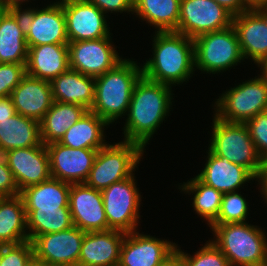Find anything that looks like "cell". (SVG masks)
<instances>
[{"label": "cell", "instance_id": "d6a6232c", "mask_svg": "<svg viewBox=\"0 0 267 266\" xmlns=\"http://www.w3.org/2000/svg\"><path fill=\"white\" fill-rule=\"evenodd\" d=\"M179 186L182 191L194 193L193 207L211 225L218 217L223 193L203 183L197 176Z\"/></svg>", "mask_w": 267, "mask_h": 266}, {"label": "cell", "instance_id": "3957f363", "mask_svg": "<svg viewBox=\"0 0 267 266\" xmlns=\"http://www.w3.org/2000/svg\"><path fill=\"white\" fill-rule=\"evenodd\" d=\"M140 67L131 59H123L113 69L95 77L94 102L90 111L109 125L127 114L134 87L143 76Z\"/></svg>", "mask_w": 267, "mask_h": 266}, {"label": "cell", "instance_id": "7a4b0ae2", "mask_svg": "<svg viewBox=\"0 0 267 266\" xmlns=\"http://www.w3.org/2000/svg\"><path fill=\"white\" fill-rule=\"evenodd\" d=\"M155 34L153 57L141 67L143 76L169 86L188 81L195 71L193 39L175 31Z\"/></svg>", "mask_w": 267, "mask_h": 266}, {"label": "cell", "instance_id": "d6986e66", "mask_svg": "<svg viewBox=\"0 0 267 266\" xmlns=\"http://www.w3.org/2000/svg\"><path fill=\"white\" fill-rule=\"evenodd\" d=\"M176 246V243L136 231L126 233L118 266H158Z\"/></svg>", "mask_w": 267, "mask_h": 266}, {"label": "cell", "instance_id": "ee69618b", "mask_svg": "<svg viewBox=\"0 0 267 266\" xmlns=\"http://www.w3.org/2000/svg\"><path fill=\"white\" fill-rule=\"evenodd\" d=\"M256 180H258V182L260 183V192H262L261 195L265 196L263 198H265V201L267 202V169H260Z\"/></svg>", "mask_w": 267, "mask_h": 266}, {"label": "cell", "instance_id": "603a6c76", "mask_svg": "<svg viewBox=\"0 0 267 266\" xmlns=\"http://www.w3.org/2000/svg\"><path fill=\"white\" fill-rule=\"evenodd\" d=\"M25 68L28 76L51 82L69 69L68 44L29 47Z\"/></svg>", "mask_w": 267, "mask_h": 266}, {"label": "cell", "instance_id": "bcb514c9", "mask_svg": "<svg viewBox=\"0 0 267 266\" xmlns=\"http://www.w3.org/2000/svg\"><path fill=\"white\" fill-rule=\"evenodd\" d=\"M250 9L266 8L267 0H243Z\"/></svg>", "mask_w": 267, "mask_h": 266}, {"label": "cell", "instance_id": "c3c4849f", "mask_svg": "<svg viewBox=\"0 0 267 266\" xmlns=\"http://www.w3.org/2000/svg\"><path fill=\"white\" fill-rule=\"evenodd\" d=\"M26 266H50L44 260L38 259L37 257L33 256L27 263Z\"/></svg>", "mask_w": 267, "mask_h": 266}, {"label": "cell", "instance_id": "60d3db41", "mask_svg": "<svg viewBox=\"0 0 267 266\" xmlns=\"http://www.w3.org/2000/svg\"><path fill=\"white\" fill-rule=\"evenodd\" d=\"M217 4L224 7L233 16L239 15L250 8L243 0H214Z\"/></svg>", "mask_w": 267, "mask_h": 266}, {"label": "cell", "instance_id": "f35d334b", "mask_svg": "<svg viewBox=\"0 0 267 266\" xmlns=\"http://www.w3.org/2000/svg\"><path fill=\"white\" fill-rule=\"evenodd\" d=\"M20 191L4 155L0 153V197L19 195Z\"/></svg>", "mask_w": 267, "mask_h": 266}, {"label": "cell", "instance_id": "8992f818", "mask_svg": "<svg viewBox=\"0 0 267 266\" xmlns=\"http://www.w3.org/2000/svg\"><path fill=\"white\" fill-rule=\"evenodd\" d=\"M209 150L216 156L247 168L256 178L261 169L258 154L245 123H230L214 115Z\"/></svg>", "mask_w": 267, "mask_h": 266}, {"label": "cell", "instance_id": "4316f807", "mask_svg": "<svg viewBox=\"0 0 267 266\" xmlns=\"http://www.w3.org/2000/svg\"><path fill=\"white\" fill-rule=\"evenodd\" d=\"M71 184L50 177L37 185L29 186L20 192L25 209L58 210L69 207Z\"/></svg>", "mask_w": 267, "mask_h": 266}, {"label": "cell", "instance_id": "d590c367", "mask_svg": "<svg viewBox=\"0 0 267 266\" xmlns=\"http://www.w3.org/2000/svg\"><path fill=\"white\" fill-rule=\"evenodd\" d=\"M34 256L31 241L0 245V266H26Z\"/></svg>", "mask_w": 267, "mask_h": 266}, {"label": "cell", "instance_id": "7c38bea8", "mask_svg": "<svg viewBox=\"0 0 267 266\" xmlns=\"http://www.w3.org/2000/svg\"><path fill=\"white\" fill-rule=\"evenodd\" d=\"M27 46L68 44L65 16L58 1L46 8L23 10Z\"/></svg>", "mask_w": 267, "mask_h": 266}, {"label": "cell", "instance_id": "52a82bcc", "mask_svg": "<svg viewBox=\"0 0 267 266\" xmlns=\"http://www.w3.org/2000/svg\"><path fill=\"white\" fill-rule=\"evenodd\" d=\"M195 68L215 74L244 60L234 27L209 32L193 39Z\"/></svg>", "mask_w": 267, "mask_h": 266}, {"label": "cell", "instance_id": "ab89813d", "mask_svg": "<svg viewBox=\"0 0 267 266\" xmlns=\"http://www.w3.org/2000/svg\"><path fill=\"white\" fill-rule=\"evenodd\" d=\"M97 6L104 14L112 12H133V0H86Z\"/></svg>", "mask_w": 267, "mask_h": 266}, {"label": "cell", "instance_id": "1f68e13d", "mask_svg": "<svg viewBox=\"0 0 267 266\" xmlns=\"http://www.w3.org/2000/svg\"><path fill=\"white\" fill-rule=\"evenodd\" d=\"M29 241L36 236L60 232L73 227L69 207L58 210L25 209Z\"/></svg>", "mask_w": 267, "mask_h": 266}, {"label": "cell", "instance_id": "f1b7e54d", "mask_svg": "<svg viewBox=\"0 0 267 266\" xmlns=\"http://www.w3.org/2000/svg\"><path fill=\"white\" fill-rule=\"evenodd\" d=\"M24 201L21 195L0 198V245L29 240Z\"/></svg>", "mask_w": 267, "mask_h": 266}, {"label": "cell", "instance_id": "8fae6325", "mask_svg": "<svg viewBox=\"0 0 267 266\" xmlns=\"http://www.w3.org/2000/svg\"><path fill=\"white\" fill-rule=\"evenodd\" d=\"M111 36L68 42L69 68L92 77L113 69L123 59L112 45Z\"/></svg>", "mask_w": 267, "mask_h": 266}, {"label": "cell", "instance_id": "e575fe53", "mask_svg": "<svg viewBox=\"0 0 267 266\" xmlns=\"http://www.w3.org/2000/svg\"><path fill=\"white\" fill-rule=\"evenodd\" d=\"M184 266H230L222 251L212 242L202 247L191 257L183 252Z\"/></svg>", "mask_w": 267, "mask_h": 266}, {"label": "cell", "instance_id": "f907efd6", "mask_svg": "<svg viewBox=\"0 0 267 266\" xmlns=\"http://www.w3.org/2000/svg\"><path fill=\"white\" fill-rule=\"evenodd\" d=\"M8 10H6L5 8H3L1 5H0V19L1 17L7 12Z\"/></svg>", "mask_w": 267, "mask_h": 266}, {"label": "cell", "instance_id": "681fc988", "mask_svg": "<svg viewBox=\"0 0 267 266\" xmlns=\"http://www.w3.org/2000/svg\"><path fill=\"white\" fill-rule=\"evenodd\" d=\"M261 169H267V153L261 157Z\"/></svg>", "mask_w": 267, "mask_h": 266}, {"label": "cell", "instance_id": "9a60e30c", "mask_svg": "<svg viewBox=\"0 0 267 266\" xmlns=\"http://www.w3.org/2000/svg\"><path fill=\"white\" fill-rule=\"evenodd\" d=\"M45 146L49 154L51 177L69 184L86 181L98 150L74 149L59 142H53Z\"/></svg>", "mask_w": 267, "mask_h": 266}, {"label": "cell", "instance_id": "e0dca14e", "mask_svg": "<svg viewBox=\"0 0 267 266\" xmlns=\"http://www.w3.org/2000/svg\"><path fill=\"white\" fill-rule=\"evenodd\" d=\"M69 208L73 225L82 231L108 230L101 191L85 183L71 184Z\"/></svg>", "mask_w": 267, "mask_h": 266}, {"label": "cell", "instance_id": "4fadbf2b", "mask_svg": "<svg viewBox=\"0 0 267 266\" xmlns=\"http://www.w3.org/2000/svg\"><path fill=\"white\" fill-rule=\"evenodd\" d=\"M86 232L78 227L36 236L33 254L50 266H78L81 245Z\"/></svg>", "mask_w": 267, "mask_h": 266}, {"label": "cell", "instance_id": "836d02e7", "mask_svg": "<svg viewBox=\"0 0 267 266\" xmlns=\"http://www.w3.org/2000/svg\"><path fill=\"white\" fill-rule=\"evenodd\" d=\"M248 206L246 199L236 191L223 194L218 217L211 225L246 222Z\"/></svg>", "mask_w": 267, "mask_h": 266}, {"label": "cell", "instance_id": "5bb4252c", "mask_svg": "<svg viewBox=\"0 0 267 266\" xmlns=\"http://www.w3.org/2000/svg\"><path fill=\"white\" fill-rule=\"evenodd\" d=\"M69 42L96 40L111 33L104 13L86 0H60Z\"/></svg>", "mask_w": 267, "mask_h": 266}, {"label": "cell", "instance_id": "8d00e7d4", "mask_svg": "<svg viewBox=\"0 0 267 266\" xmlns=\"http://www.w3.org/2000/svg\"><path fill=\"white\" fill-rule=\"evenodd\" d=\"M26 64L0 63V98L9 97L26 75Z\"/></svg>", "mask_w": 267, "mask_h": 266}, {"label": "cell", "instance_id": "b9f144b4", "mask_svg": "<svg viewBox=\"0 0 267 266\" xmlns=\"http://www.w3.org/2000/svg\"><path fill=\"white\" fill-rule=\"evenodd\" d=\"M158 266H184L183 251L176 246Z\"/></svg>", "mask_w": 267, "mask_h": 266}, {"label": "cell", "instance_id": "5b68a950", "mask_svg": "<svg viewBox=\"0 0 267 266\" xmlns=\"http://www.w3.org/2000/svg\"><path fill=\"white\" fill-rule=\"evenodd\" d=\"M144 149L134 142L107 144L98 150L86 185L102 191L115 182L127 179L134 173Z\"/></svg>", "mask_w": 267, "mask_h": 266}, {"label": "cell", "instance_id": "7402d4cb", "mask_svg": "<svg viewBox=\"0 0 267 266\" xmlns=\"http://www.w3.org/2000/svg\"><path fill=\"white\" fill-rule=\"evenodd\" d=\"M207 159L204 169L197 177L223 194L235 192L240 186L256 178L247 168L230 162L226 157L216 156L210 150Z\"/></svg>", "mask_w": 267, "mask_h": 266}, {"label": "cell", "instance_id": "9c48e42d", "mask_svg": "<svg viewBox=\"0 0 267 266\" xmlns=\"http://www.w3.org/2000/svg\"><path fill=\"white\" fill-rule=\"evenodd\" d=\"M134 177L115 182L101 191L108 229L125 233L137 231L141 195Z\"/></svg>", "mask_w": 267, "mask_h": 266}, {"label": "cell", "instance_id": "30bf717a", "mask_svg": "<svg viewBox=\"0 0 267 266\" xmlns=\"http://www.w3.org/2000/svg\"><path fill=\"white\" fill-rule=\"evenodd\" d=\"M233 15L214 0H181L178 27L175 32L191 39L226 29Z\"/></svg>", "mask_w": 267, "mask_h": 266}, {"label": "cell", "instance_id": "83f0119b", "mask_svg": "<svg viewBox=\"0 0 267 266\" xmlns=\"http://www.w3.org/2000/svg\"><path fill=\"white\" fill-rule=\"evenodd\" d=\"M109 125L94 112L87 110L83 116L71 126L59 141L71 148L99 150L107 144L104 140V128Z\"/></svg>", "mask_w": 267, "mask_h": 266}, {"label": "cell", "instance_id": "7bdbcfd3", "mask_svg": "<svg viewBox=\"0 0 267 266\" xmlns=\"http://www.w3.org/2000/svg\"><path fill=\"white\" fill-rule=\"evenodd\" d=\"M15 114L16 110L11 97L0 98V121H4Z\"/></svg>", "mask_w": 267, "mask_h": 266}, {"label": "cell", "instance_id": "ffe728a7", "mask_svg": "<svg viewBox=\"0 0 267 266\" xmlns=\"http://www.w3.org/2000/svg\"><path fill=\"white\" fill-rule=\"evenodd\" d=\"M125 235V232L113 229L86 232L78 266H118Z\"/></svg>", "mask_w": 267, "mask_h": 266}, {"label": "cell", "instance_id": "6da1fadb", "mask_svg": "<svg viewBox=\"0 0 267 266\" xmlns=\"http://www.w3.org/2000/svg\"><path fill=\"white\" fill-rule=\"evenodd\" d=\"M172 88L142 76L136 83L129 104L124 141L139 144L143 149L167 116L172 105Z\"/></svg>", "mask_w": 267, "mask_h": 266}, {"label": "cell", "instance_id": "cb8c5ba5", "mask_svg": "<svg viewBox=\"0 0 267 266\" xmlns=\"http://www.w3.org/2000/svg\"><path fill=\"white\" fill-rule=\"evenodd\" d=\"M28 49L23 11L8 10L0 19V63L26 64Z\"/></svg>", "mask_w": 267, "mask_h": 266}, {"label": "cell", "instance_id": "4dcf8cb0", "mask_svg": "<svg viewBox=\"0 0 267 266\" xmlns=\"http://www.w3.org/2000/svg\"><path fill=\"white\" fill-rule=\"evenodd\" d=\"M181 0H133V12L157 28V32L176 31Z\"/></svg>", "mask_w": 267, "mask_h": 266}, {"label": "cell", "instance_id": "44dd1931", "mask_svg": "<svg viewBox=\"0 0 267 266\" xmlns=\"http://www.w3.org/2000/svg\"><path fill=\"white\" fill-rule=\"evenodd\" d=\"M10 97L16 113L38 122L54 102L50 82L27 74L13 89Z\"/></svg>", "mask_w": 267, "mask_h": 266}, {"label": "cell", "instance_id": "7dc6e473", "mask_svg": "<svg viewBox=\"0 0 267 266\" xmlns=\"http://www.w3.org/2000/svg\"><path fill=\"white\" fill-rule=\"evenodd\" d=\"M257 64L261 67L260 69H262L260 70L262 71V75L260 76L267 81V56L263 57Z\"/></svg>", "mask_w": 267, "mask_h": 266}, {"label": "cell", "instance_id": "d4e9b609", "mask_svg": "<svg viewBox=\"0 0 267 266\" xmlns=\"http://www.w3.org/2000/svg\"><path fill=\"white\" fill-rule=\"evenodd\" d=\"M53 100L78 104L90 110L94 102L95 77L68 69L51 82Z\"/></svg>", "mask_w": 267, "mask_h": 266}, {"label": "cell", "instance_id": "74e56055", "mask_svg": "<svg viewBox=\"0 0 267 266\" xmlns=\"http://www.w3.org/2000/svg\"><path fill=\"white\" fill-rule=\"evenodd\" d=\"M245 124L258 154L262 157L267 153V111L257 114Z\"/></svg>", "mask_w": 267, "mask_h": 266}, {"label": "cell", "instance_id": "277c9868", "mask_svg": "<svg viewBox=\"0 0 267 266\" xmlns=\"http://www.w3.org/2000/svg\"><path fill=\"white\" fill-rule=\"evenodd\" d=\"M209 227L216 236L212 242L230 266H267V239L261 228L247 222Z\"/></svg>", "mask_w": 267, "mask_h": 266}, {"label": "cell", "instance_id": "f6af8a7d", "mask_svg": "<svg viewBox=\"0 0 267 266\" xmlns=\"http://www.w3.org/2000/svg\"><path fill=\"white\" fill-rule=\"evenodd\" d=\"M23 1L28 0H0V5L6 10L20 11L22 9L20 5Z\"/></svg>", "mask_w": 267, "mask_h": 266}, {"label": "cell", "instance_id": "ac0fdd59", "mask_svg": "<svg viewBox=\"0 0 267 266\" xmlns=\"http://www.w3.org/2000/svg\"><path fill=\"white\" fill-rule=\"evenodd\" d=\"M232 26L236 31L244 59L258 63L267 56V9L255 8L233 16Z\"/></svg>", "mask_w": 267, "mask_h": 266}, {"label": "cell", "instance_id": "484cf974", "mask_svg": "<svg viewBox=\"0 0 267 266\" xmlns=\"http://www.w3.org/2000/svg\"><path fill=\"white\" fill-rule=\"evenodd\" d=\"M43 145L38 121L18 113L0 121V153Z\"/></svg>", "mask_w": 267, "mask_h": 266}, {"label": "cell", "instance_id": "ba28073f", "mask_svg": "<svg viewBox=\"0 0 267 266\" xmlns=\"http://www.w3.org/2000/svg\"><path fill=\"white\" fill-rule=\"evenodd\" d=\"M267 111V81L255 77L223 93L216 101L215 116L230 123H246Z\"/></svg>", "mask_w": 267, "mask_h": 266}, {"label": "cell", "instance_id": "f546056e", "mask_svg": "<svg viewBox=\"0 0 267 266\" xmlns=\"http://www.w3.org/2000/svg\"><path fill=\"white\" fill-rule=\"evenodd\" d=\"M87 111L78 104L54 101L51 108L39 122L40 135L44 145L59 142L65 132Z\"/></svg>", "mask_w": 267, "mask_h": 266}, {"label": "cell", "instance_id": "2e32d148", "mask_svg": "<svg viewBox=\"0 0 267 266\" xmlns=\"http://www.w3.org/2000/svg\"><path fill=\"white\" fill-rule=\"evenodd\" d=\"M3 155L20 192L51 177L49 154L44 144L13 149Z\"/></svg>", "mask_w": 267, "mask_h": 266}]
</instances>
